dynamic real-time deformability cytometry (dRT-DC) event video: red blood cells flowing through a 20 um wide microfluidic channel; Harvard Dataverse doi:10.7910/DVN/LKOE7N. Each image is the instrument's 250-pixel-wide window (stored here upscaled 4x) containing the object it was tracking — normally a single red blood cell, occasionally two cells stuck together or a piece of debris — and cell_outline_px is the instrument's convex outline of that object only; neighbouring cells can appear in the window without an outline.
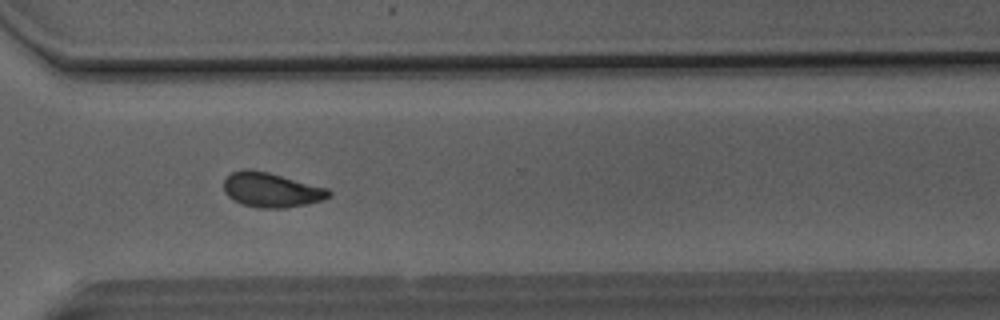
{"species": "Egyptian fruit bat (a non-hibernating species)", "species_latin": "Rousettus aegyptiacus", "temperature_condition": "room temperature", "stored_images_in_passage": 39, "segment_of_instrument_passage": [1, 2], "camera_frame_rate_fps": 3000, "um_per_image_px": 0.085, "animal": {"sex": "male"}, "frame": {"image": 1, "passage_image": 25, "time_ms": 8.0, "image_size_px": [1000, 320], "cell_outline_px": [[332, 196], [324, 200], [308, 204], [284, 208], [260, 208], [244, 204], [232, 200], [224, 192], [224, 180], [232, 172], [244, 168], [252, 168], [268, 172], [328, 188], [332, 192]], "centroid_in_image_um": [23.08, 16.14], "position_along_channel_um": 347.5, "area_um2": 21.44}}
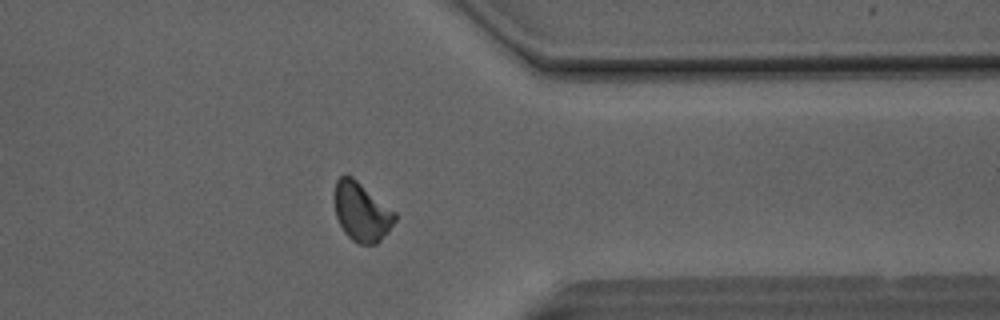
{"frame": {"image": 2, "passage_image": 28, "time_ms": 9.0, "image_size_px": [1000, 320], "cell_outline_px": [[396, 220], [388, 232], [376, 244], [360, 244], [352, 240], [344, 232], [336, 216], [332, 196], [336, 180], [344, 172], [352, 176], [396, 212]], "centroid_in_image_um": [30.7, 17.97], "position_along_channel_um": 380.7, "area_um2": 21.1}}
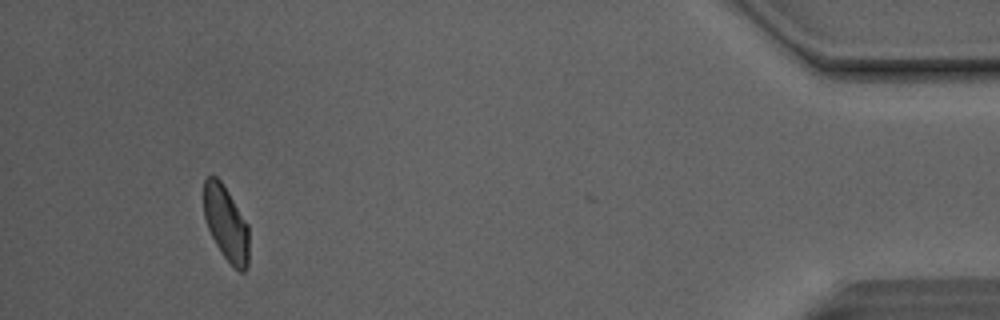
{"frame": {"image": 3, "passage_image": 35, "time_ms": 11.333, "image_size_px": [1000, 320], "cell_outline_px": [[248, 268], [244, 272], [240, 272], [224, 256], [216, 244], [208, 228], [204, 216], [204, 180], [208, 176], [216, 176], [220, 180], [228, 192], [248, 224]], "centroid_in_image_um": [19.22, 18.99], "position_along_channel_um": 416.0, "area_um2": 19.42}}